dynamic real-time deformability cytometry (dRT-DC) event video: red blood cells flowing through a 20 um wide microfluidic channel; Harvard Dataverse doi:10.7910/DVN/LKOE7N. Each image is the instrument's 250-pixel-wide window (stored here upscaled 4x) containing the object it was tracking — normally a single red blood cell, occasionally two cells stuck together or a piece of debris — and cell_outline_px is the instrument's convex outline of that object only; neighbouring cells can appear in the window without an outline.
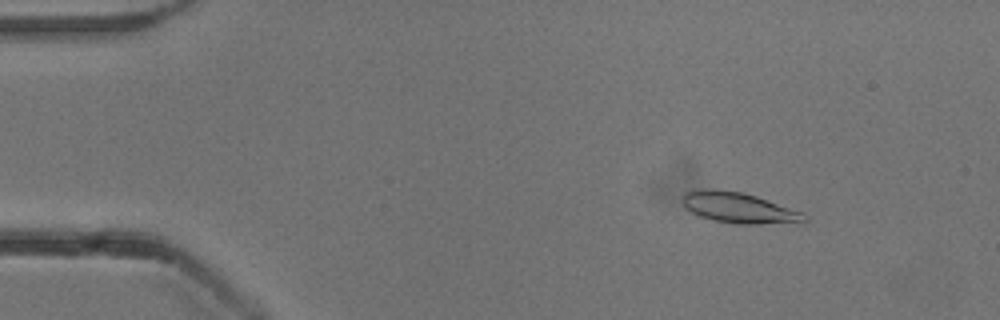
{"species": "common noctule bat (a hibernating species)", "species_latin": "Nyctalus noctula", "temperature_condition": "cold", "stored_images_in_passage": 49, "camera_frame_rate_fps": 3000, "um_per_image_px": 0.085, "animal": {"sex": "male", "body_mass_g": 13.3}, "frame": {"image": 1, "passage_image": 3, "time_ms": 0.667, "image_size_px": [1000, 320], "cell_outline_px": [[808, 220], [760, 224], [736, 224], [712, 220], [700, 216], [684, 208], [680, 200], [684, 192], [692, 188], [712, 188], [744, 192], [804, 212], [808, 216]], "centroid_in_image_um": [62.7, 17.63], "position_along_channel_um": 22.3, "area_um2": 22.14}}
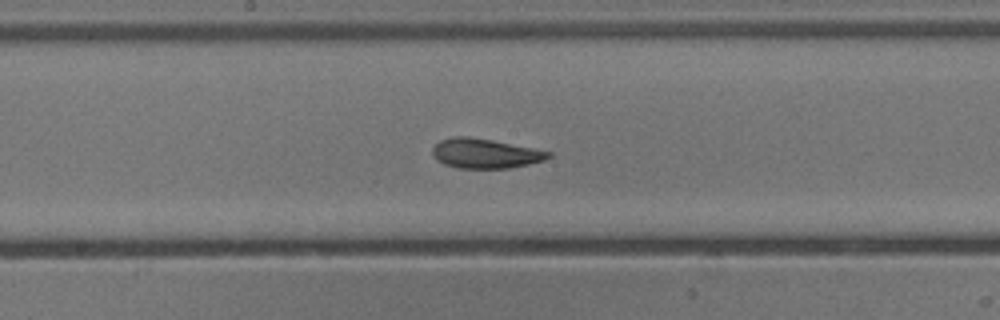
{"frame": {"image": 2, "passage_image": 24, "time_ms": 7.667, "image_size_px": [1000, 320], "cell_outline_px": [[552, 156], [544, 160], [528, 164], [508, 168], [456, 168], [444, 164], [432, 152], [432, 148], [440, 140], [456, 136], [468, 136], [492, 140], [552, 152]], "centroid_in_image_um": [41.25, 13.04], "position_along_channel_um": 207.0, "area_um2": 19.77}}
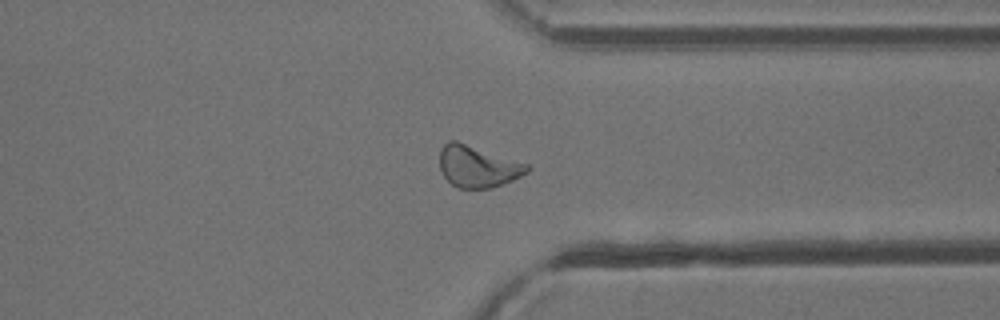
{"frame": {"image": 3, "passage_image": 37, "time_ms": 12.0, "image_size_px": [1000, 320], "cell_outline_px": [[532, 168], [528, 172], [512, 180], [492, 188], [460, 188], [452, 184], [440, 172], [440, 148], [448, 140], [456, 140], [528, 164]], "centroid_in_image_um": [40.59, 14.14], "position_along_channel_um": 370.8, "area_um2": 21.21}, "authors_computed_cell_mechanics": {"area_um2": 20.6346, "velocity_mm_per_s": 3.8344, "shape_relaxation_time_tau1_ms": 4.7844, "shape_relaxation_time_tau2_ms": 1.9465, "deformation_change_tau1": 0.1209, "deformation_change_tau2": 0.0727}}